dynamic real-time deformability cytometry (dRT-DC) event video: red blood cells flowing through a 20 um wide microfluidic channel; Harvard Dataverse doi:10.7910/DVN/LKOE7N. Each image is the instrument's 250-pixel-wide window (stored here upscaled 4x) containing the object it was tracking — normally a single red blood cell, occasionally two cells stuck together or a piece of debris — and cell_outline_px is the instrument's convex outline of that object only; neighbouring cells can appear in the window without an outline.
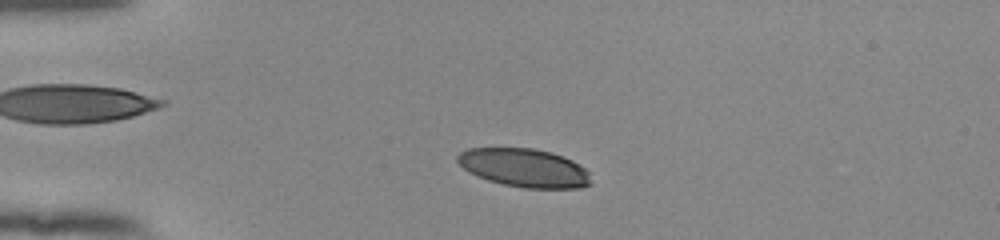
{"species": "human", "species_latin": "Homo sapiens", "temperature_condition": "room temperature", "stored_images_in_passage": 48, "camera_frame_rate_fps": 3000, "um_per_image_px": 0.085, "donor": {"sex": "female"}, "frame": {"image": 1, "passage_image": 8, "time_ms": 2.333, "image_size_px": [1000, 240], "cell_outline_px": [[592, 184], [580, 188], [524, 188], [504, 184], [488, 180], [476, 176], [468, 172], [456, 160], [456, 156], [460, 152], [468, 148], [532, 148], [552, 152], [572, 160], [580, 164], [588, 172]], "centroid_in_image_um": [44.56, 14.26], "position_along_channel_um": 40.4, "area_um2": 30.0}}
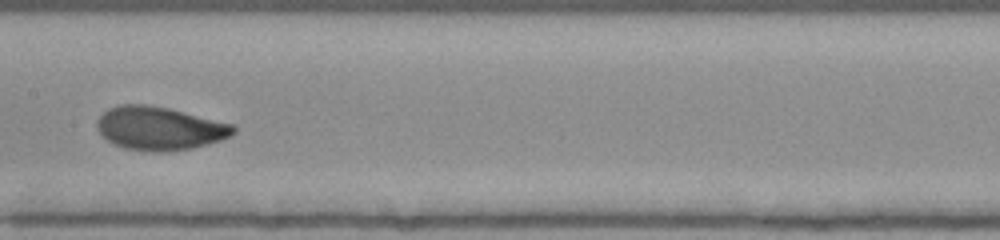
{"frame": {"image": 2, "passage_image": 23, "time_ms": 7.333, "image_size_px": [1000, 240], "cell_outline_px": [[236, 132], [232, 136], [220, 140], [192, 148], [168, 152], [152, 152], [124, 148], [108, 140], [96, 128], [96, 120], [108, 108], [120, 104], [144, 104], [168, 108], [232, 124], [236, 128]], "centroid_in_image_um": [13.55, 10.91], "position_along_channel_um": 193.8, "area_um2": 34.39}}
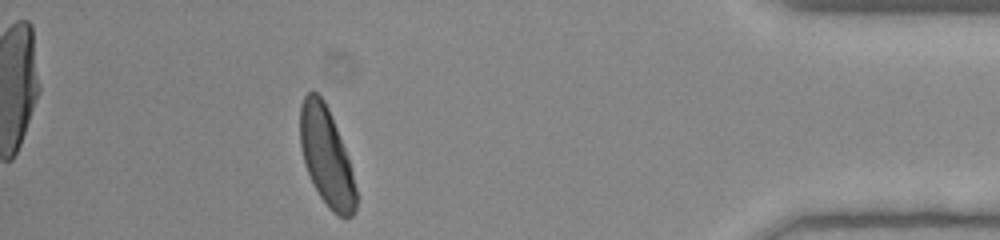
{"frame": {"image": 3, "passage_image": 43, "time_ms": 14.0, "image_size_px": [1000, 240], "cell_outline_px": [[356, 212], [352, 216], [340, 216], [332, 212], [328, 208], [320, 196], [304, 164], [300, 148], [300, 104], [304, 96], [308, 92], [316, 92], [324, 100], [328, 108], [344, 148], [352, 172], [356, 188]], "centroid_in_image_um": [27.72, 13.31], "position_along_channel_um": 407.5, "area_um2": 31.62}, "authors_computed_cell_mechanics": {"area_um2": 32.4258, "velocity_mm_per_s": 3.8601, "shape_relaxation_time_tau1_ms": 2.7364, "shape_relaxation_time_tau2_ms": 0.9076, "deformation_change_tau1": 0.1493, "deformation_change_tau2": 0.0496}}